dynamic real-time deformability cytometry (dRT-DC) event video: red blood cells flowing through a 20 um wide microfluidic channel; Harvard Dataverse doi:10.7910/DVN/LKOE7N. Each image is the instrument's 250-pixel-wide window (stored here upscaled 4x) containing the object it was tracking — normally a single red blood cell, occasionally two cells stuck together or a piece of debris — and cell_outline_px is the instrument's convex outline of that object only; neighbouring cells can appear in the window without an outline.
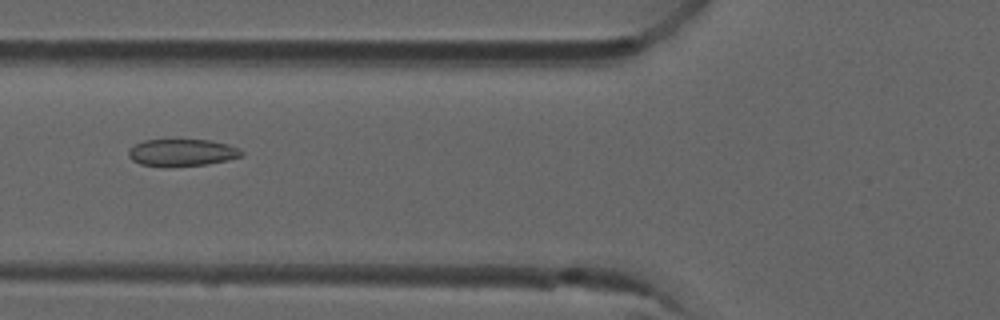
{"species": "common noctule bat (a hibernating species)", "species_latin": "Nyctalus noctula", "temperature_condition": "room temperature", "stored_images_in_passage": 6, "camera_frame_rate_fps": 3000, "um_per_image_px": 0.085, "animal": {"sex": "male", "forearm_length_mm": 52.5}, "frame": {"image": 1, "passage_image": 6, "time_ms": 1.667, "image_size_px": [1000, 320], "cell_outline_px": [[244, 156], [228, 160], [208, 164], [164, 168], [140, 164], [132, 160], [128, 156], [128, 152], [136, 144], [144, 140], [208, 140], [228, 144], [244, 152]], "centroid_in_image_um": [15.47, 13.0], "position_along_channel_um": 110.3, "area_um2": 18.03}}